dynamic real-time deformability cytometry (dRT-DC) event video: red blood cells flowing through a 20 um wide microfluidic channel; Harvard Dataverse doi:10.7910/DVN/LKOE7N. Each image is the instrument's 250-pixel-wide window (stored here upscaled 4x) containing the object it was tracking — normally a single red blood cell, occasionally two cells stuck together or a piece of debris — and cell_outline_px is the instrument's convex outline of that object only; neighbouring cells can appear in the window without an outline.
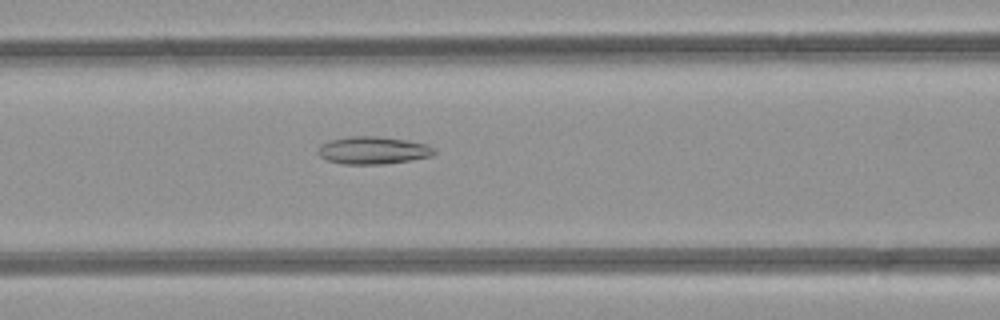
{"species": "common noctule bat (a hibernating species)", "species_latin": "Nyctalus noctula", "temperature_condition": "room temperature", "stored_images_in_passage": 7, "camera_frame_rate_fps": 3000, "um_per_image_px": 0.085, "animal": {"sex": "female", "body_mass_g": 21.9}, "frame": {"image": 1, "passage_image": 7, "time_ms": 7.667, "image_size_px": [1000, 320], "cell_outline_px": [[436, 152], [432, 156], [412, 160], [384, 164], [344, 164], [328, 160], [320, 156], [316, 152], [324, 144], [332, 140], [352, 136], [376, 136], [408, 140], [428, 144], [436, 148]], "centroid_in_image_um": [31.79, 12.78], "position_along_channel_um": 134.8, "area_um2": 18.61}}